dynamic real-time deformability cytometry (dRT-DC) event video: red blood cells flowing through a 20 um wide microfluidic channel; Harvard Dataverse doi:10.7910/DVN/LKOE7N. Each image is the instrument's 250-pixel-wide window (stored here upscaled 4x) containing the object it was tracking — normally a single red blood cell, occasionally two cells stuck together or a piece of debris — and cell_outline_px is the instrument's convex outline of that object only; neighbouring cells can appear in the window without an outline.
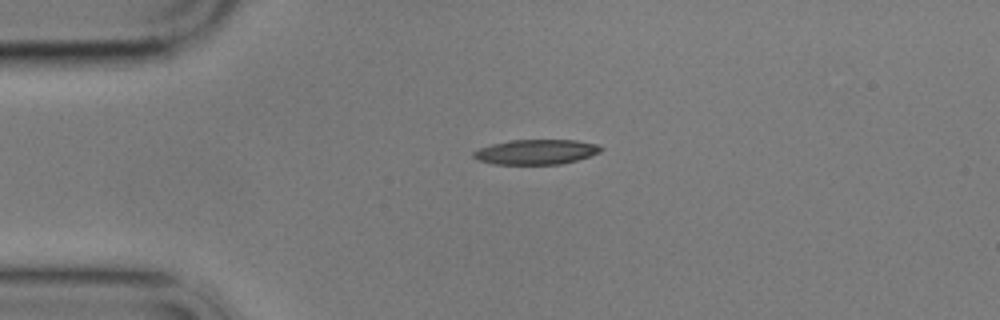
{"species": "common noctule bat (a hibernating species)", "species_latin": "Nyctalus noctula", "temperature_condition": "cold", "stored_images_in_passage": 1, "camera_frame_rate_fps": 3000, "um_per_image_px": 0.085, "animal": {"sex": "male", "body_mass_g": 17.9}, "frame": {"image": 1, "passage_image": 1, "time_ms": 0.0, "image_size_px": [1000, 320], "cell_outline_px": [[604, 148], [600, 152], [576, 160], [560, 164], [492, 164], [476, 160], [472, 156], [472, 152], [480, 148], [492, 144], [508, 140], [576, 140], [600, 144]], "centroid_in_image_um": [45.55, 12.91], "position_along_channel_um": 39.4, "area_um2": 18.61}}